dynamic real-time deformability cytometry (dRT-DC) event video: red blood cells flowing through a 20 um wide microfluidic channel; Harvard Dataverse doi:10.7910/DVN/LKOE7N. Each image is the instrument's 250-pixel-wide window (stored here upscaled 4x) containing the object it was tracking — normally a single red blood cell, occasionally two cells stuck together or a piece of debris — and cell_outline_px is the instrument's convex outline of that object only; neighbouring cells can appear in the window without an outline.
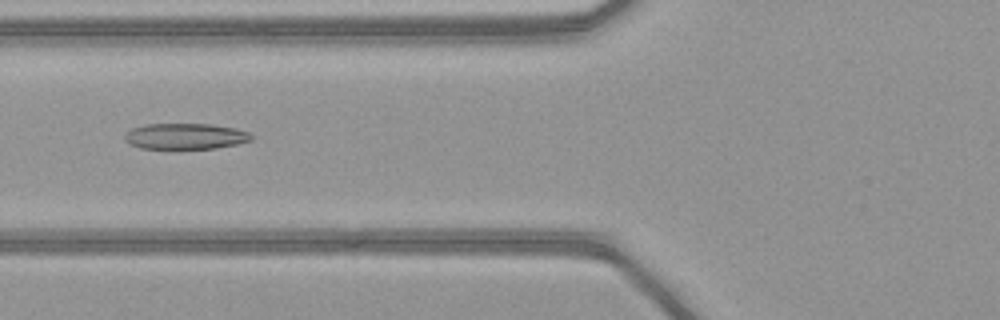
{"species": "common noctule bat (a hibernating species)", "species_latin": "Nyctalus noctula", "temperature_condition": "warm", "stored_images_in_passage": 44, "camera_frame_rate_fps": 3000, "um_per_image_px": 0.085, "animal": {"sex": "female", "body_mass_g": 21.9}, "frame": {"image": 1, "passage_image": 13, "time_ms": 4.0, "image_size_px": [1000, 320], "cell_outline_px": [[252, 140], [236, 144], [216, 148], [140, 148], [128, 144], [124, 140], [124, 136], [132, 128], [144, 124], [212, 124], [236, 128], [248, 132], [252, 136]], "centroid_in_image_um": [15.74, 11.57], "position_along_channel_um": 110.1, "area_um2": 19.07}}
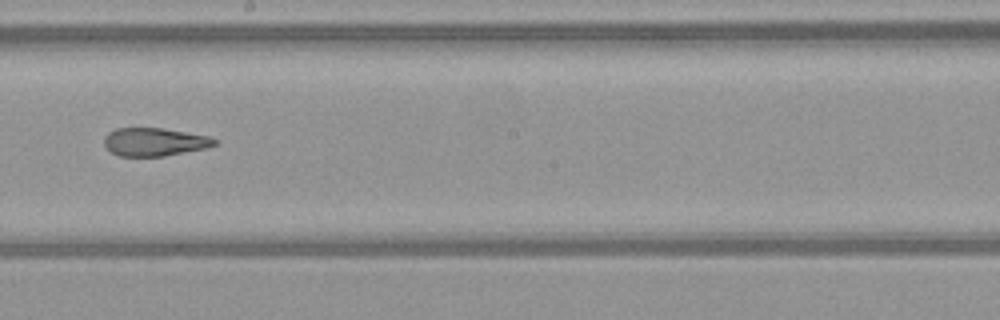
{"frame": {"image": 2, "passage_image": 22, "time_ms": 7.0, "image_size_px": [1000, 320], "cell_outline_px": [[220, 140], [216, 144], [204, 148], [164, 156], [120, 156], [112, 152], [104, 144], [104, 136], [108, 132], [116, 128], [160, 128], [208, 136]], "centroid_in_image_um": [13.11, 12.06], "position_along_channel_um": 235.1, "area_um2": 17.92}}
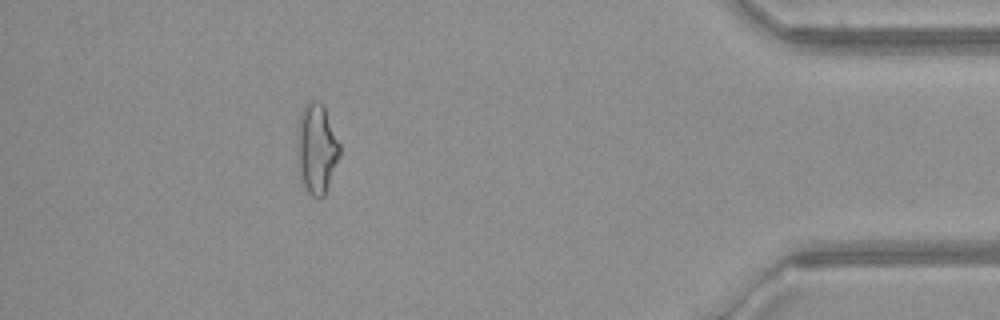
{"frame": {"image": 3, "passage_image": 38, "time_ms": 12.333, "image_size_px": [1000, 320], "cell_outline_px": [[340, 156], [324, 196], [320, 200], [316, 200], [304, 188], [296, 168], [296, 136], [300, 112], [308, 100], [320, 100], [324, 104], [340, 144]], "centroid_in_image_um": [26.88, 12.64], "position_along_channel_um": 408.3, "area_um2": 23.29}}